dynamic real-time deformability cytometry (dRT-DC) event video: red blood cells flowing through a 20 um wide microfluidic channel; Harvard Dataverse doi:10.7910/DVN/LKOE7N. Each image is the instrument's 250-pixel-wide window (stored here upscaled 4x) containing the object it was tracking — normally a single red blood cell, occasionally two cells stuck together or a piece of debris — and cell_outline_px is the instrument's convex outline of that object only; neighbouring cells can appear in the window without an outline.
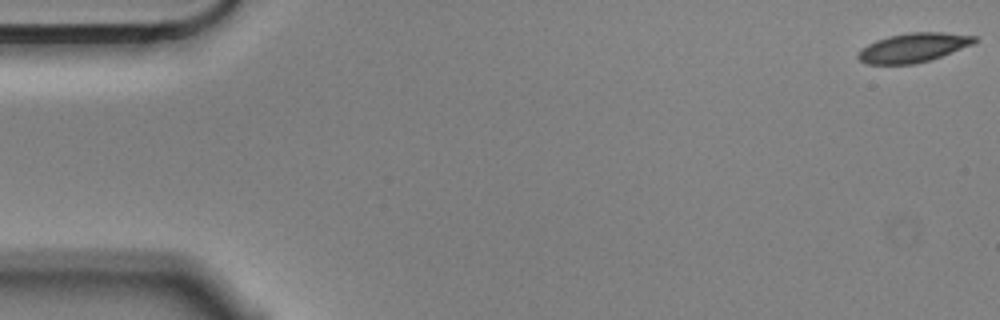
{"species": "Egyptian fruit bat (a non-hibernating species)", "species_latin": "Rousettus aegyptiacus", "temperature_condition": "cold", "stored_images_in_passage": 56, "camera_frame_rate_fps": 3000, "um_per_image_px": 0.085, "animal": {"sex": "male"}, "frame": {"image": 1, "passage_image": 1, "time_ms": 0.0, "image_size_px": [1000, 320], "cell_outline_px": [[976, 40], [972, 44], [940, 56], [928, 60], [912, 64], [864, 64], [856, 56], [868, 44], [876, 40], [888, 36], [908, 32], [940, 32], [976, 36]], "centroid_in_image_um": [77.59, 4.04], "position_along_channel_um": 7.4, "area_um2": 19.42}}
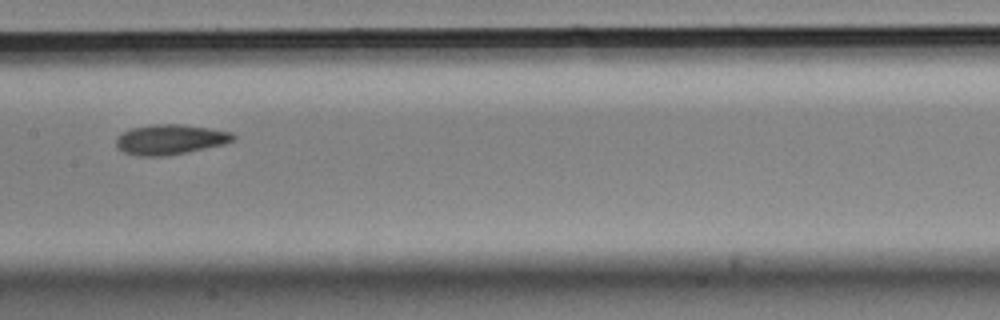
{"frame": {"image": 2, "passage_image": 28, "time_ms": 9.0, "image_size_px": [1000, 320], "cell_outline_px": [[236, 140], [224, 144], [188, 152], [160, 156], [140, 156], [124, 152], [116, 148], [116, 140], [124, 132], [132, 128], [152, 124], [180, 124], [208, 128], [232, 132], [236, 136]], "centroid_in_image_um": [14.49, 11.85], "position_along_channel_um": 192.9, "area_um2": 20.4}}
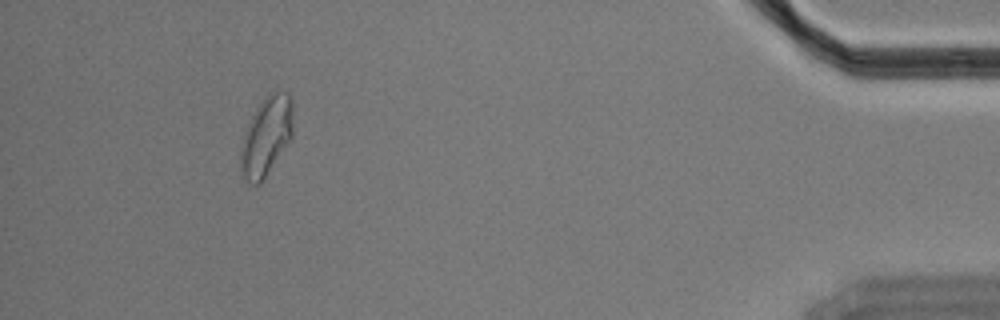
{"frame": {"image": 3, "passage_image": 52, "time_ms": 17.0, "image_size_px": [1000, 320], "cell_outline_px": [[292, 136], [264, 180], [260, 184], [252, 184], [240, 176], [240, 144], [244, 132], [256, 108], [264, 96], [268, 92], [276, 88], [288, 92], [292, 100]], "centroid_in_image_um": [22.61, 11.55], "position_along_channel_um": 412.6, "area_um2": 24.68}, "authors_computed_cell_mechanics": {"area_um2": 20.4034, "velocity_mm_per_s": 3.5483, "shape_relaxation_time_tau1_ms": 5.543, "shape_relaxation_time_tau2_ms": 3.5723, "deformation_change_tau1": 0.1507, "deformation_change_tau2": 0.0925}}